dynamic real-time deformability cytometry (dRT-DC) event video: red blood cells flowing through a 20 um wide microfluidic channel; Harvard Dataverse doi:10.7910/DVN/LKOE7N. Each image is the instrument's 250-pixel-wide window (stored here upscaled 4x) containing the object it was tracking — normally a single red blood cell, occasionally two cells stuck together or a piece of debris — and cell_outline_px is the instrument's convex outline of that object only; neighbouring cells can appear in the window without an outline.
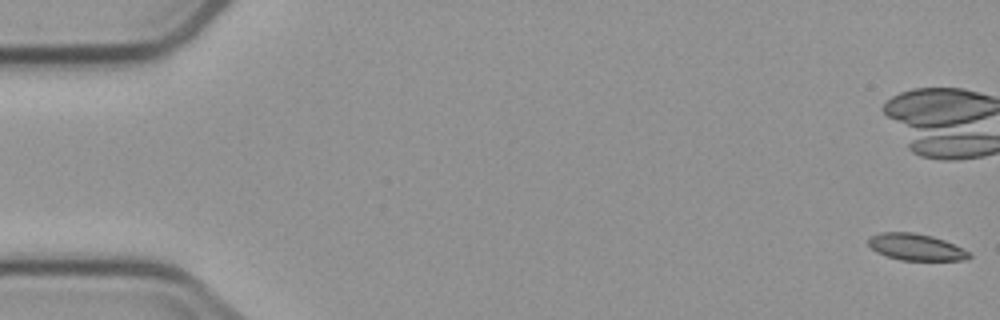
{"species": "common noctule bat (a hibernating species)", "species_latin": "Nyctalus noctula", "temperature_condition": "cold", "stored_images_in_passage": 7, "camera_frame_rate_fps": 3000, "um_per_image_px": 0.085, "animal": {"sex": "male", "body_mass_g": 23.1, "forearm_length_mm": 52.7}, "frame": {"image": 1, "passage_image": 1, "time_ms": 0.0, "image_size_px": [1000, 320], "cell_outline_px": [[972, 256], [968, 260], [900, 260], [876, 252], [868, 244], [868, 236], [880, 232], [912, 232], [932, 236], [944, 240], [972, 252]], "centroid_in_image_um": [77.87, 21.0], "position_along_channel_um": 7.1, "area_um2": 15.78}}